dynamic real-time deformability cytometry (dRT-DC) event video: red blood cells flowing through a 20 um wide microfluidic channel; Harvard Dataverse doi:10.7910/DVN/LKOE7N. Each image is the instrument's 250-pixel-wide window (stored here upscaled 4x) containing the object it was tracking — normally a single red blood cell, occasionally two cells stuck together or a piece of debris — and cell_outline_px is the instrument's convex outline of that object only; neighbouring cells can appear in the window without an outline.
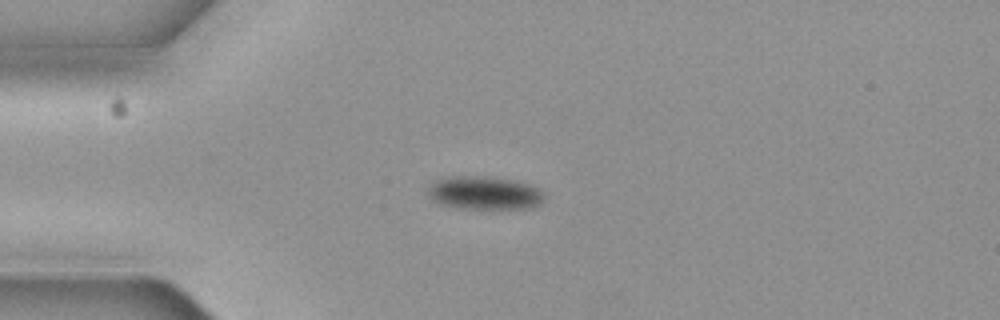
{"species": "common noctule bat (a hibernating species)", "species_latin": "Nyctalus noctula", "temperature_condition": "cold", "stored_images_in_passage": 3, "camera_frame_rate_fps": 3000, "um_per_image_px": 0.085, "animal": {"sex": "female", "body_mass_g": 19.3, "forearm_length_mm": 54.1}, "frame": {"image": 1, "passage_image": 3, "time_ms": 0.667, "image_size_px": [1000, 320], "cell_outline_px": [[544, 200], [540, 204], [532, 208], [460, 208], [440, 204], [432, 200], [428, 196], [428, 188], [436, 180], [452, 176], [488, 176], [512, 180], [532, 184], [540, 188], [544, 192]], "centroid_in_image_um": [41.22, 16.39], "position_along_channel_um": 43.8, "area_um2": 22.72}}